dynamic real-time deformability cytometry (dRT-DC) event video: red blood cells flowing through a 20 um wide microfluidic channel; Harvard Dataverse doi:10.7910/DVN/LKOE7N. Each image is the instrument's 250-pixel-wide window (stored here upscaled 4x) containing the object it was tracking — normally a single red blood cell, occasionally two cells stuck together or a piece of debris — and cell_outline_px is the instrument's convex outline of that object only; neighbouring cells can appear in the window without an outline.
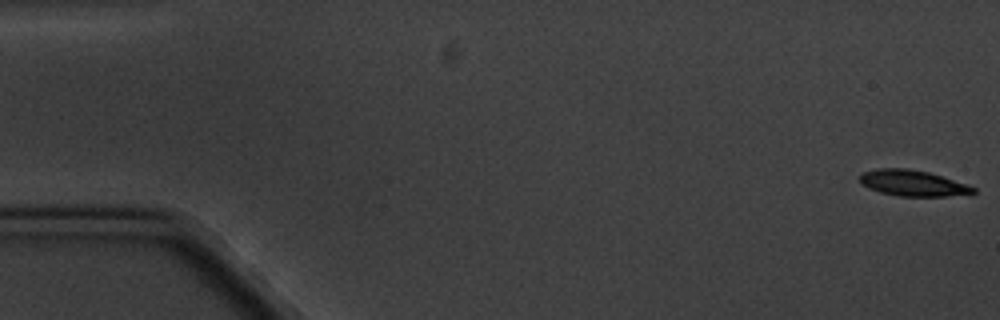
{"species": "common noctule bat (a hibernating species)", "species_latin": "Nyctalus noctula", "temperature_condition": "cold", "stored_images_in_passage": 6, "camera_frame_rate_fps": 3000, "um_per_image_px": 0.085, "animal": {"sex": "male", "body_mass_g": 20.1, "forearm_length_mm": 53.5}, "frame": {"image": 1, "passage_image": 1, "time_ms": 0.0, "image_size_px": [1000, 320], "cell_outline_px": [[976, 192], [972, 196], [900, 196], [880, 192], [868, 188], [860, 184], [860, 172], [876, 168], [908, 168], [928, 172], [968, 184], [976, 188]], "centroid_in_image_um": [77.63, 15.57], "position_along_channel_um": 7.4, "area_um2": 17.57}}